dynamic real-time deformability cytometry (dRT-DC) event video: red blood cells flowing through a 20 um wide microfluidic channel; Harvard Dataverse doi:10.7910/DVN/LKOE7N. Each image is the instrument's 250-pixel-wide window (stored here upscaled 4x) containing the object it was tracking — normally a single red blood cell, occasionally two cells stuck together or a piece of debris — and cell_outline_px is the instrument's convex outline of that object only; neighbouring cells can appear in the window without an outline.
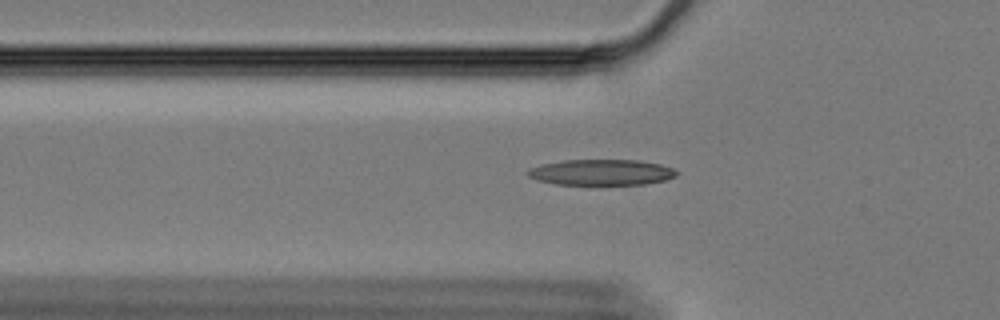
{"species": "Egyptian fruit bat (a non-hibernating species)", "species_latin": "Rousettus aegyptiacus", "temperature_condition": "cold", "stored_images_in_passage": 30, "camera_frame_rate_fps": 3000, "um_per_image_px": 0.085, "animal": {"sex": "female"}, "frame": {"image": 1, "passage_image": 3, "time_ms": 0.667, "image_size_px": [1000, 320], "cell_outline_px": [[680, 172], [676, 176], [664, 180], [644, 184], [556, 184], [536, 180], [528, 176], [528, 168], [540, 164], [564, 160], [640, 160], [660, 164], [672, 168]], "centroid_in_image_um": [51.11, 14.64], "position_along_channel_um": 74.7, "area_um2": 22.37}}